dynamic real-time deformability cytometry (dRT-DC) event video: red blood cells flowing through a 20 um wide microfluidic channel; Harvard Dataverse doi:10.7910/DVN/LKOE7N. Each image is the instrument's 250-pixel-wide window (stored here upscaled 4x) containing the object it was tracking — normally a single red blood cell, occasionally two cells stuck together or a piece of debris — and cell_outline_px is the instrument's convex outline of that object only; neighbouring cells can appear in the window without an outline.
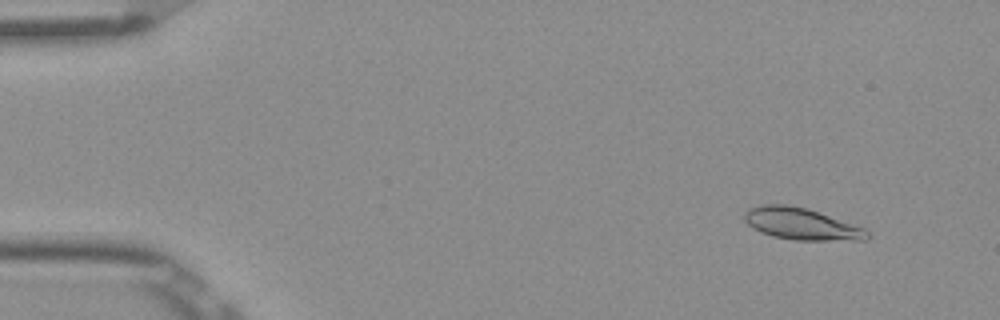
{"species": "Egyptian fruit bat (a non-hibernating species)", "species_latin": "Rousettus aegyptiacus", "temperature_condition": "room temperature", "stored_images_in_passage": 52, "camera_frame_rate_fps": 3000, "um_per_image_px": 0.085, "frame": {"image": 1, "passage_image": 5, "time_ms": 1.333, "image_size_px": [1000, 320], "cell_outline_px": [[872, 236], [868, 240], [792, 240], [772, 236], [760, 232], [752, 228], [744, 220], [744, 212], [748, 208], [760, 204], [788, 204], [808, 208], [864, 228]], "centroid_in_image_um": [68.1, 19.03], "position_along_channel_um": 16.9, "area_um2": 23.0}}
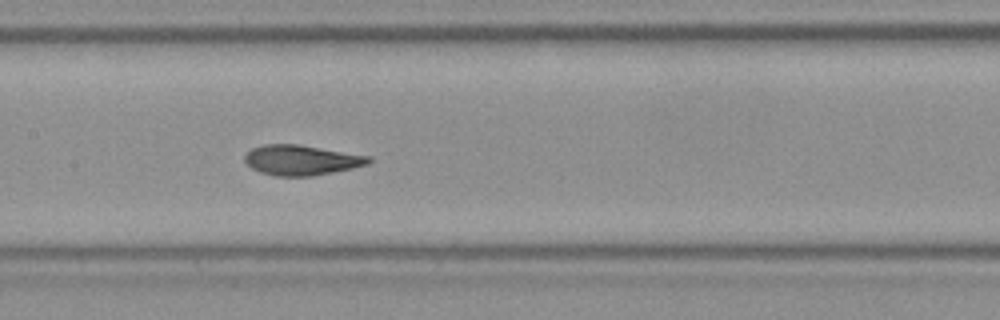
{"frame": {"image": 2, "passage_image": 26, "time_ms": 8.333, "image_size_px": [1000, 320], "cell_outline_px": [[372, 160], [368, 164], [352, 168], [312, 176], [276, 176], [260, 172], [252, 168], [244, 160], [244, 156], [252, 148], [264, 144], [296, 144], [372, 156]], "centroid_in_image_um": [25.62, 13.6], "position_along_channel_um": 181.8, "area_um2": 21.68}}
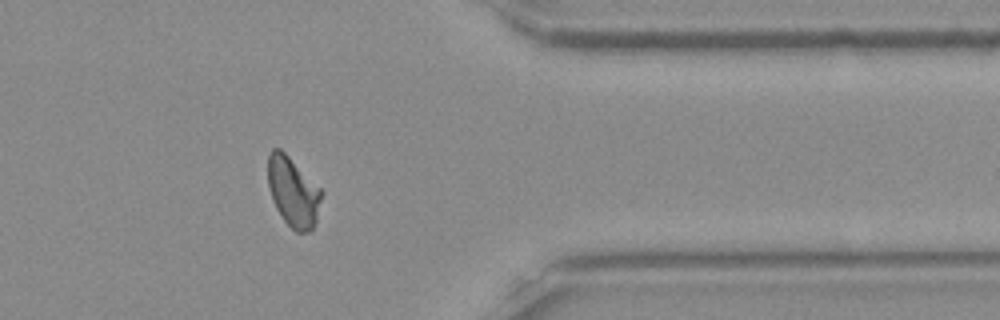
{"frame": {"image": 3, "passage_image": 43, "time_ms": 14.0, "image_size_px": [1000, 320], "cell_outline_px": [[324, 192], [316, 220], [312, 228], [308, 232], [296, 232], [284, 220], [276, 208], [272, 200], [268, 184], [268, 156], [272, 148], [280, 148]], "centroid_in_image_um": [24.91, 16.31], "position_along_channel_um": 386.5, "area_um2": 21.56}, "authors_computed_cell_mechanics": {"area_um2": 21.964, "velocity_mm_per_s": 3.8775, "shape_relaxation_time_tau1_ms": 7.2211, "shape_relaxation_time_tau2_ms": 0.9749, "deformation_change_tau1": 0.207, "deformation_change_tau2": 0.0651}}